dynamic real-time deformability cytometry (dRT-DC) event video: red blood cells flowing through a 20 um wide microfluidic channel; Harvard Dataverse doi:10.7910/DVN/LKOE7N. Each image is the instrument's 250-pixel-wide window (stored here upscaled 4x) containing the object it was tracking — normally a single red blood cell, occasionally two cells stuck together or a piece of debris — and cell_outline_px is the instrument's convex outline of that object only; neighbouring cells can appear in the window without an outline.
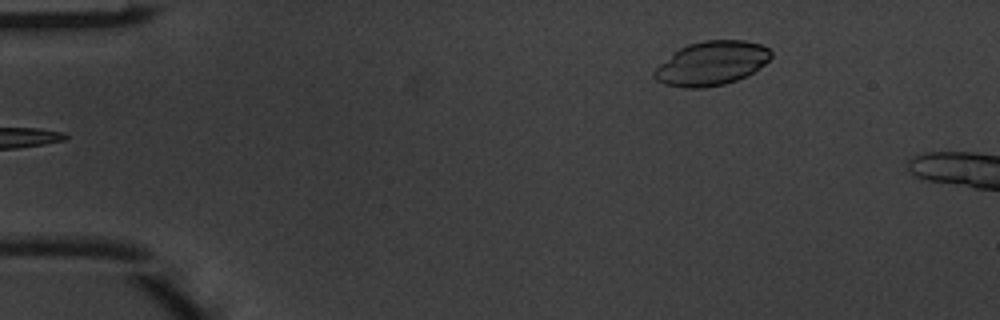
{"species": "common noctule bat (a hibernating species)", "species_latin": "Nyctalus noctula", "temperature_condition": "warm", "stored_images_in_passage": 4, "camera_frame_rate_fps": 3000, "um_per_image_px": 0.085, "animal": {"sex": "male", "body_mass_g": 20.1, "forearm_length_mm": 53.5}, "frame": {"image": 1, "passage_image": 4, "time_ms": 1.0, "image_size_px": [1000, 320], "cell_outline_px": [[772, 56], [764, 64], [752, 72], [736, 80], [724, 84], [704, 88], [684, 88], [664, 84], [656, 80], [652, 76], [652, 72], [660, 64], [680, 48], [688, 44], [704, 40], [744, 40], [760, 44], [768, 48], [772, 52]], "centroid_in_image_um": [60.46, 5.38], "position_along_channel_um": 24.5, "area_um2": 29.77}}